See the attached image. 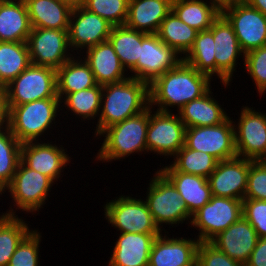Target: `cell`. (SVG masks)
Listing matches in <instances>:
<instances>
[{
    "label": "cell",
    "instance_id": "cell-18",
    "mask_svg": "<svg viewBox=\"0 0 266 266\" xmlns=\"http://www.w3.org/2000/svg\"><path fill=\"white\" fill-rule=\"evenodd\" d=\"M251 160L236 156L218 161L207 178L212 196L244 200Z\"/></svg>",
    "mask_w": 266,
    "mask_h": 266
},
{
    "label": "cell",
    "instance_id": "cell-24",
    "mask_svg": "<svg viewBox=\"0 0 266 266\" xmlns=\"http://www.w3.org/2000/svg\"><path fill=\"white\" fill-rule=\"evenodd\" d=\"M173 0H129L125 25L147 34H157L162 21L172 11Z\"/></svg>",
    "mask_w": 266,
    "mask_h": 266
},
{
    "label": "cell",
    "instance_id": "cell-15",
    "mask_svg": "<svg viewBox=\"0 0 266 266\" xmlns=\"http://www.w3.org/2000/svg\"><path fill=\"white\" fill-rule=\"evenodd\" d=\"M243 107V108H242ZM235 130L237 156L253 161L266 158V113L242 106Z\"/></svg>",
    "mask_w": 266,
    "mask_h": 266
},
{
    "label": "cell",
    "instance_id": "cell-42",
    "mask_svg": "<svg viewBox=\"0 0 266 266\" xmlns=\"http://www.w3.org/2000/svg\"><path fill=\"white\" fill-rule=\"evenodd\" d=\"M244 199L266 201V162L264 160H251Z\"/></svg>",
    "mask_w": 266,
    "mask_h": 266
},
{
    "label": "cell",
    "instance_id": "cell-20",
    "mask_svg": "<svg viewBox=\"0 0 266 266\" xmlns=\"http://www.w3.org/2000/svg\"><path fill=\"white\" fill-rule=\"evenodd\" d=\"M168 231L153 242L148 266H189L196 260L199 240L168 237Z\"/></svg>",
    "mask_w": 266,
    "mask_h": 266
},
{
    "label": "cell",
    "instance_id": "cell-3",
    "mask_svg": "<svg viewBox=\"0 0 266 266\" xmlns=\"http://www.w3.org/2000/svg\"><path fill=\"white\" fill-rule=\"evenodd\" d=\"M150 118V106L143 112L104 129L103 143L95 157L97 161L113 162L135 153H147L146 135ZM135 152V153H134Z\"/></svg>",
    "mask_w": 266,
    "mask_h": 266
},
{
    "label": "cell",
    "instance_id": "cell-38",
    "mask_svg": "<svg viewBox=\"0 0 266 266\" xmlns=\"http://www.w3.org/2000/svg\"><path fill=\"white\" fill-rule=\"evenodd\" d=\"M21 161V143L9 127L0 129V196L12 182Z\"/></svg>",
    "mask_w": 266,
    "mask_h": 266
},
{
    "label": "cell",
    "instance_id": "cell-22",
    "mask_svg": "<svg viewBox=\"0 0 266 266\" xmlns=\"http://www.w3.org/2000/svg\"><path fill=\"white\" fill-rule=\"evenodd\" d=\"M159 235L120 233L108 266H148L153 242Z\"/></svg>",
    "mask_w": 266,
    "mask_h": 266
},
{
    "label": "cell",
    "instance_id": "cell-7",
    "mask_svg": "<svg viewBox=\"0 0 266 266\" xmlns=\"http://www.w3.org/2000/svg\"><path fill=\"white\" fill-rule=\"evenodd\" d=\"M104 205L108 224L120 233L161 234L144 199L129 196L115 197Z\"/></svg>",
    "mask_w": 266,
    "mask_h": 266
},
{
    "label": "cell",
    "instance_id": "cell-1",
    "mask_svg": "<svg viewBox=\"0 0 266 266\" xmlns=\"http://www.w3.org/2000/svg\"><path fill=\"white\" fill-rule=\"evenodd\" d=\"M211 81L182 60L149 85V106L161 112H173L170 107H177L178 112L188 102L206 94L212 87Z\"/></svg>",
    "mask_w": 266,
    "mask_h": 266
},
{
    "label": "cell",
    "instance_id": "cell-43",
    "mask_svg": "<svg viewBox=\"0 0 266 266\" xmlns=\"http://www.w3.org/2000/svg\"><path fill=\"white\" fill-rule=\"evenodd\" d=\"M196 260L199 266H245L220 251L210 241H199Z\"/></svg>",
    "mask_w": 266,
    "mask_h": 266
},
{
    "label": "cell",
    "instance_id": "cell-10",
    "mask_svg": "<svg viewBox=\"0 0 266 266\" xmlns=\"http://www.w3.org/2000/svg\"><path fill=\"white\" fill-rule=\"evenodd\" d=\"M243 216V200L215 197L192 215L199 241H211Z\"/></svg>",
    "mask_w": 266,
    "mask_h": 266
},
{
    "label": "cell",
    "instance_id": "cell-2",
    "mask_svg": "<svg viewBox=\"0 0 266 266\" xmlns=\"http://www.w3.org/2000/svg\"><path fill=\"white\" fill-rule=\"evenodd\" d=\"M149 106V85L128 77L102 85L101 109L96 122L95 136L107 127L143 112Z\"/></svg>",
    "mask_w": 266,
    "mask_h": 266
},
{
    "label": "cell",
    "instance_id": "cell-50",
    "mask_svg": "<svg viewBox=\"0 0 266 266\" xmlns=\"http://www.w3.org/2000/svg\"><path fill=\"white\" fill-rule=\"evenodd\" d=\"M189 266H199L198 263H197V260H195L191 265Z\"/></svg>",
    "mask_w": 266,
    "mask_h": 266
},
{
    "label": "cell",
    "instance_id": "cell-39",
    "mask_svg": "<svg viewBox=\"0 0 266 266\" xmlns=\"http://www.w3.org/2000/svg\"><path fill=\"white\" fill-rule=\"evenodd\" d=\"M129 0H83L82 7L97 14L113 26L125 25Z\"/></svg>",
    "mask_w": 266,
    "mask_h": 266
},
{
    "label": "cell",
    "instance_id": "cell-35",
    "mask_svg": "<svg viewBox=\"0 0 266 266\" xmlns=\"http://www.w3.org/2000/svg\"><path fill=\"white\" fill-rule=\"evenodd\" d=\"M31 231L21 216L0 214V266L8 265L18 245Z\"/></svg>",
    "mask_w": 266,
    "mask_h": 266
},
{
    "label": "cell",
    "instance_id": "cell-37",
    "mask_svg": "<svg viewBox=\"0 0 266 266\" xmlns=\"http://www.w3.org/2000/svg\"><path fill=\"white\" fill-rule=\"evenodd\" d=\"M101 97H102V85L83 89L75 93H69L65 95L60 103L61 107H65L68 112L74 113L76 118H81V121L95 120V117H99L101 109Z\"/></svg>",
    "mask_w": 266,
    "mask_h": 266
},
{
    "label": "cell",
    "instance_id": "cell-21",
    "mask_svg": "<svg viewBox=\"0 0 266 266\" xmlns=\"http://www.w3.org/2000/svg\"><path fill=\"white\" fill-rule=\"evenodd\" d=\"M258 238L255 229L242 216L210 242L233 260L245 265Z\"/></svg>",
    "mask_w": 266,
    "mask_h": 266
},
{
    "label": "cell",
    "instance_id": "cell-16",
    "mask_svg": "<svg viewBox=\"0 0 266 266\" xmlns=\"http://www.w3.org/2000/svg\"><path fill=\"white\" fill-rule=\"evenodd\" d=\"M209 30L214 37L216 76L226 88L231 84L239 58H243L244 62L245 53L238 43L232 25L222 14L213 21Z\"/></svg>",
    "mask_w": 266,
    "mask_h": 266
},
{
    "label": "cell",
    "instance_id": "cell-40",
    "mask_svg": "<svg viewBox=\"0 0 266 266\" xmlns=\"http://www.w3.org/2000/svg\"><path fill=\"white\" fill-rule=\"evenodd\" d=\"M41 233L35 228L18 245L7 266H40Z\"/></svg>",
    "mask_w": 266,
    "mask_h": 266
},
{
    "label": "cell",
    "instance_id": "cell-5",
    "mask_svg": "<svg viewBox=\"0 0 266 266\" xmlns=\"http://www.w3.org/2000/svg\"><path fill=\"white\" fill-rule=\"evenodd\" d=\"M55 184L49 177L29 168L22 160L19 162L12 182L5 189L3 194L8 190L12 199L11 203L17 210L10 209L2 214L16 216L19 209L24 213H36L46 203L49 192Z\"/></svg>",
    "mask_w": 266,
    "mask_h": 266
},
{
    "label": "cell",
    "instance_id": "cell-14",
    "mask_svg": "<svg viewBox=\"0 0 266 266\" xmlns=\"http://www.w3.org/2000/svg\"><path fill=\"white\" fill-rule=\"evenodd\" d=\"M30 62L56 71L74 55L68 42V30L32 28L27 39Z\"/></svg>",
    "mask_w": 266,
    "mask_h": 266
},
{
    "label": "cell",
    "instance_id": "cell-25",
    "mask_svg": "<svg viewBox=\"0 0 266 266\" xmlns=\"http://www.w3.org/2000/svg\"><path fill=\"white\" fill-rule=\"evenodd\" d=\"M31 29L24 0H0V41L27 42Z\"/></svg>",
    "mask_w": 266,
    "mask_h": 266
},
{
    "label": "cell",
    "instance_id": "cell-44",
    "mask_svg": "<svg viewBox=\"0 0 266 266\" xmlns=\"http://www.w3.org/2000/svg\"><path fill=\"white\" fill-rule=\"evenodd\" d=\"M243 217L255 229L259 238L266 237V201L244 199Z\"/></svg>",
    "mask_w": 266,
    "mask_h": 266
},
{
    "label": "cell",
    "instance_id": "cell-46",
    "mask_svg": "<svg viewBox=\"0 0 266 266\" xmlns=\"http://www.w3.org/2000/svg\"><path fill=\"white\" fill-rule=\"evenodd\" d=\"M9 113L6 87L0 85V129L9 126Z\"/></svg>",
    "mask_w": 266,
    "mask_h": 266
},
{
    "label": "cell",
    "instance_id": "cell-41",
    "mask_svg": "<svg viewBox=\"0 0 266 266\" xmlns=\"http://www.w3.org/2000/svg\"><path fill=\"white\" fill-rule=\"evenodd\" d=\"M243 65L250 78L255 82L260 96L266 93V46L259 47L245 54Z\"/></svg>",
    "mask_w": 266,
    "mask_h": 266
},
{
    "label": "cell",
    "instance_id": "cell-48",
    "mask_svg": "<svg viewBox=\"0 0 266 266\" xmlns=\"http://www.w3.org/2000/svg\"><path fill=\"white\" fill-rule=\"evenodd\" d=\"M233 0H210L217 8L222 10L223 8L227 7Z\"/></svg>",
    "mask_w": 266,
    "mask_h": 266
},
{
    "label": "cell",
    "instance_id": "cell-27",
    "mask_svg": "<svg viewBox=\"0 0 266 266\" xmlns=\"http://www.w3.org/2000/svg\"><path fill=\"white\" fill-rule=\"evenodd\" d=\"M211 90L202 97L188 102L178 111L186 128L214 126L225 122L230 117L213 97Z\"/></svg>",
    "mask_w": 266,
    "mask_h": 266
},
{
    "label": "cell",
    "instance_id": "cell-17",
    "mask_svg": "<svg viewBox=\"0 0 266 266\" xmlns=\"http://www.w3.org/2000/svg\"><path fill=\"white\" fill-rule=\"evenodd\" d=\"M112 27L113 25L107 20L87 11L82 6L73 8L68 27V42L71 52H77L74 55H81L85 53V49L107 41ZM75 50L76 52H74Z\"/></svg>",
    "mask_w": 266,
    "mask_h": 266
},
{
    "label": "cell",
    "instance_id": "cell-23",
    "mask_svg": "<svg viewBox=\"0 0 266 266\" xmlns=\"http://www.w3.org/2000/svg\"><path fill=\"white\" fill-rule=\"evenodd\" d=\"M85 52L86 55L82 58L89 65L97 84H112L129 77L108 40L90 47Z\"/></svg>",
    "mask_w": 266,
    "mask_h": 266
},
{
    "label": "cell",
    "instance_id": "cell-34",
    "mask_svg": "<svg viewBox=\"0 0 266 266\" xmlns=\"http://www.w3.org/2000/svg\"><path fill=\"white\" fill-rule=\"evenodd\" d=\"M197 34L198 31L196 29L181 21L173 11L165 17L157 32L159 38L182 57L193 46Z\"/></svg>",
    "mask_w": 266,
    "mask_h": 266
},
{
    "label": "cell",
    "instance_id": "cell-32",
    "mask_svg": "<svg viewBox=\"0 0 266 266\" xmlns=\"http://www.w3.org/2000/svg\"><path fill=\"white\" fill-rule=\"evenodd\" d=\"M30 64L27 42L0 41V85L7 86Z\"/></svg>",
    "mask_w": 266,
    "mask_h": 266
},
{
    "label": "cell",
    "instance_id": "cell-9",
    "mask_svg": "<svg viewBox=\"0 0 266 266\" xmlns=\"http://www.w3.org/2000/svg\"><path fill=\"white\" fill-rule=\"evenodd\" d=\"M183 57L172 47L167 46L157 34L142 32L140 57L137 64L130 70L134 79L150 85L156 78L175 68Z\"/></svg>",
    "mask_w": 266,
    "mask_h": 266
},
{
    "label": "cell",
    "instance_id": "cell-31",
    "mask_svg": "<svg viewBox=\"0 0 266 266\" xmlns=\"http://www.w3.org/2000/svg\"><path fill=\"white\" fill-rule=\"evenodd\" d=\"M167 166H162L159 171H180L208 178L215 170L218 160L203 151L187 148L185 145L173 156Z\"/></svg>",
    "mask_w": 266,
    "mask_h": 266
},
{
    "label": "cell",
    "instance_id": "cell-12",
    "mask_svg": "<svg viewBox=\"0 0 266 266\" xmlns=\"http://www.w3.org/2000/svg\"><path fill=\"white\" fill-rule=\"evenodd\" d=\"M186 126L179 114L152 111L148 123L146 144L147 153L173 157L185 145Z\"/></svg>",
    "mask_w": 266,
    "mask_h": 266
},
{
    "label": "cell",
    "instance_id": "cell-33",
    "mask_svg": "<svg viewBox=\"0 0 266 266\" xmlns=\"http://www.w3.org/2000/svg\"><path fill=\"white\" fill-rule=\"evenodd\" d=\"M108 41L128 73V70L130 71L137 64L140 57L142 32L126 25L113 26Z\"/></svg>",
    "mask_w": 266,
    "mask_h": 266
},
{
    "label": "cell",
    "instance_id": "cell-4",
    "mask_svg": "<svg viewBox=\"0 0 266 266\" xmlns=\"http://www.w3.org/2000/svg\"><path fill=\"white\" fill-rule=\"evenodd\" d=\"M60 105V98H47L12 106L8 127L21 144L39 141L44 133L53 129V123L56 126V117L62 115L59 113L64 109Z\"/></svg>",
    "mask_w": 266,
    "mask_h": 266
},
{
    "label": "cell",
    "instance_id": "cell-47",
    "mask_svg": "<svg viewBox=\"0 0 266 266\" xmlns=\"http://www.w3.org/2000/svg\"><path fill=\"white\" fill-rule=\"evenodd\" d=\"M245 1L249 6L259 10L261 13H263L266 16V0H243Z\"/></svg>",
    "mask_w": 266,
    "mask_h": 266
},
{
    "label": "cell",
    "instance_id": "cell-13",
    "mask_svg": "<svg viewBox=\"0 0 266 266\" xmlns=\"http://www.w3.org/2000/svg\"><path fill=\"white\" fill-rule=\"evenodd\" d=\"M185 146L212 155L218 161L237 156L233 118L214 126L188 127Z\"/></svg>",
    "mask_w": 266,
    "mask_h": 266
},
{
    "label": "cell",
    "instance_id": "cell-36",
    "mask_svg": "<svg viewBox=\"0 0 266 266\" xmlns=\"http://www.w3.org/2000/svg\"><path fill=\"white\" fill-rule=\"evenodd\" d=\"M183 61L211 79L216 76L214 37L209 29L198 32L193 46L183 57Z\"/></svg>",
    "mask_w": 266,
    "mask_h": 266
},
{
    "label": "cell",
    "instance_id": "cell-45",
    "mask_svg": "<svg viewBox=\"0 0 266 266\" xmlns=\"http://www.w3.org/2000/svg\"><path fill=\"white\" fill-rule=\"evenodd\" d=\"M245 266H266V237L258 238Z\"/></svg>",
    "mask_w": 266,
    "mask_h": 266
},
{
    "label": "cell",
    "instance_id": "cell-29",
    "mask_svg": "<svg viewBox=\"0 0 266 266\" xmlns=\"http://www.w3.org/2000/svg\"><path fill=\"white\" fill-rule=\"evenodd\" d=\"M56 72L57 95L60 100L69 93H75L97 85L93 72L89 65L81 58V55H74Z\"/></svg>",
    "mask_w": 266,
    "mask_h": 266
},
{
    "label": "cell",
    "instance_id": "cell-49",
    "mask_svg": "<svg viewBox=\"0 0 266 266\" xmlns=\"http://www.w3.org/2000/svg\"><path fill=\"white\" fill-rule=\"evenodd\" d=\"M58 1L69 5L71 8H77L79 6H82L83 4V0H58Z\"/></svg>",
    "mask_w": 266,
    "mask_h": 266
},
{
    "label": "cell",
    "instance_id": "cell-6",
    "mask_svg": "<svg viewBox=\"0 0 266 266\" xmlns=\"http://www.w3.org/2000/svg\"><path fill=\"white\" fill-rule=\"evenodd\" d=\"M146 195L144 201L161 231L166 232L163 227L165 224H171L172 227L185 221L191 224L192 215L187 210L179 192L159 170L150 179Z\"/></svg>",
    "mask_w": 266,
    "mask_h": 266
},
{
    "label": "cell",
    "instance_id": "cell-8",
    "mask_svg": "<svg viewBox=\"0 0 266 266\" xmlns=\"http://www.w3.org/2000/svg\"><path fill=\"white\" fill-rule=\"evenodd\" d=\"M6 87L9 109L35 100L59 98L55 69L30 64Z\"/></svg>",
    "mask_w": 266,
    "mask_h": 266
},
{
    "label": "cell",
    "instance_id": "cell-11",
    "mask_svg": "<svg viewBox=\"0 0 266 266\" xmlns=\"http://www.w3.org/2000/svg\"><path fill=\"white\" fill-rule=\"evenodd\" d=\"M232 25L242 51L246 54L266 46V16L243 0H233L221 10Z\"/></svg>",
    "mask_w": 266,
    "mask_h": 266
},
{
    "label": "cell",
    "instance_id": "cell-26",
    "mask_svg": "<svg viewBox=\"0 0 266 266\" xmlns=\"http://www.w3.org/2000/svg\"><path fill=\"white\" fill-rule=\"evenodd\" d=\"M176 188L189 213L193 215L212 197L207 178L180 171H160Z\"/></svg>",
    "mask_w": 266,
    "mask_h": 266
},
{
    "label": "cell",
    "instance_id": "cell-19",
    "mask_svg": "<svg viewBox=\"0 0 266 266\" xmlns=\"http://www.w3.org/2000/svg\"><path fill=\"white\" fill-rule=\"evenodd\" d=\"M31 141L21 144V160L31 169L49 177L54 183L71 162L67 149L49 141ZM66 150V151H65Z\"/></svg>",
    "mask_w": 266,
    "mask_h": 266
},
{
    "label": "cell",
    "instance_id": "cell-28",
    "mask_svg": "<svg viewBox=\"0 0 266 266\" xmlns=\"http://www.w3.org/2000/svg\"><path fill=\"white\" fill-rule=\"evenodd\" d=\"M32 28L68 30L72 9L58 0H24Z\"/></svg>",
    "mask_w": 266,
    "mask_h": 266
},
{
    "label": "cell",
    "instance_id": "cell-30",
    "mask_svg": "<svg viewBox=\"0 0 266 266\" xmlns=\"http://www.w3.org/2000/svg\"><path fill=\"white\" fill-rule=\"evenodd\" d=\"M172 11L198 32L208 30L221 14V10L208 0H173Z\"/></svg>",
    "mask_w": 266,
    "mask_h": 266
}]
</instances>
